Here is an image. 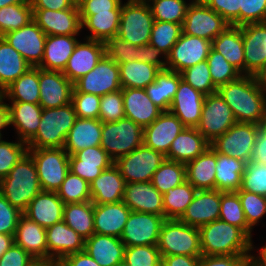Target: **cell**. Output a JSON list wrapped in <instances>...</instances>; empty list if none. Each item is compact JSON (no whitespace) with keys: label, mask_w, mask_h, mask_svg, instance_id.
Masks as SVG:
<instances>
[{"label":"cell","mask_w":266,"mask_h":266,"mask_svg":"<svg viewBox=\"0 0 266 266\" xmlns=\"http://www.w3.org/2000/svg\"><path fill=\"white\" fill-rule=\"evenodd\" d=\"M217 92L231 108L237 123H266V88L256 76L241 75Z\"/></svg>","instance_id":"6da1fadb"},{"label":"cell","mask_w":266,"mask_h":266,"mask_svg":"<svg viewBox=\"0 0 266 266\" xmlns=\"http://www.w3.org/2000/svg\"><path fill=\"white\" fill-rule=\"evenodd\" d=\"M202 255H250L251 238L239 227L217 219L199 228Z\"/></svg>","instance_id":"7a4b0ae2"},{"label":"cell","mask_w":266,"mask_h":266,"mask_svg":"<svg viewBox=\"0 0 266 266\" xmlns=\"http://www.w3.org/2000/svg\"><path fill=\"white\" fill-rule=\"evenodd\" d=\"M1 191L7 201L21 212L42 191L35 163L28 152L2 179Z\"/></svg>","instance_id":"3957f363"},{"label":"cell","mask_w":266,"mask_h":266,"mask_svg":"<svg viewBox=\"0 0 266 266\" xmlns=\"http://www.w3.org/2000/svg\"><path fill=\"white\" fill-rule=\"evenodd\" d=\"M76 119L72 103L43 109L37 133L27 142L28 149L63 148Z\"/></svg>","instance_id":"277c9868"},{"label":"cell","mask_w":266,"mask_h":266,"mask_svg":"<svg viewBox=\"0 0 266 266\" xmlns=\"http://www.w3.org/2000/svg\"><path fill=\"white\" fill-rule=\"evenodd\" d=\"M157 247L161 256L201 257L199 228L187 225L179 219H165L160 229Z\"/></svg>","instance_id":"5b68a950"},{"label":"cell","mask_w":266,"mask_h":266,"mask_svg":"<svg viewBox=\"0 0 266 266\" xmlns=\"http://www.w3.org/2000/svg\"><path fill=\"white\" fill-rule=\"evenodd\" d=\"M143 144V128L129 118L102 123L100 146L115 162Z\"/></svg>","instance_id":"8992f818"},{"label":"cell","mask_w":266,"mask_h":266,"mask_svg":"<svg viewBox=\"0 0 266 266\" xmlns=\"http://www.w3.org/2000/svg\"><path fill=\"white\" fill-rule=\"evenodd\" d=\"M154 18L145 0L122 3L117 36L133 45L149 44Z\"/></svg>","instance_id":"52a82bcc"},{"label":"cell","mask_w":266,"mask_h":266,"mask_svg":"<svg viewBox=\"0 0 266 266\" xmlns=\"http://www.w3.org/2000/svg\"><path fill=\"white\" fill-rule=\"evenodd\" d=\"M35 163L42 191L57 192L69 172V154L64 148L28 149Z\"/></svg>","instance_id":"ba28073f"},{"label":"cell","mask_w":266,"mask_h":266,"mask_svg":"<svg viewBox=\"0 0 266 266\" xmlns=\"http://www.w3.org/2000/svg\"><path fill=\"white\" fill-rule=\"evenodd\" d=\"M165 160L164 154L142 144L128 155L118 158L114 164L125 183L150 182L155 171Z\"/></svg>","instance_id":"9c48e42d"},{"label":"cell","mask_w":266,"mask_h":266,"mask_svg":"<svg viewBox=\"0 0 266 266\" xmlns=\"http://www.w3.org/2000/svg\"><path fill=\"white\" fill-rule=\"evenodd\" d=\"M230 24L202 0H192L182 24V33L211 42Z\"/></svg>","instance_id":"30bf717a"},{"label":"cell","mask_w":266,"mask_h":266,"mask_svg":"<svg viewBox=\"0 0 266 266\" xmlns=\"http://www.w3.org/2000/svg\"><path fill=\"white\" fill-rule=\"evenodd\" d=\"M235 123L231 108L218 92L205 95L201 120L196 128L209 143L223 135Z\"/></svg>","instance_id":"8fae6325"},{"label":"cell","mask_w":266,"mask_h":266,"mask_svg":"<svg viewBox=\"0 0 266 266\" xmlns=\"http://www.w3.org/2000/svg\"><path fill=\"white\" fill-rule=\"evenodd\" d=\"M257 124L235 123L223 135L215 138L210 147L217 153L249 163L255 144Z\"/></svg>","instance_id":"7c38bea8"},{"label":"cell","mask_w":266,"mask_h":266,"mask_svg":"<svg viewBox=\"0 0 266 266\" xmlns=\"http://www.w3.org/2000/svg\"><path fill=\"white\" fill-rule=\"evenodd\" d=\"M121 89L119 65L105 54L94 69L74 83L73 92L103 96Z\"/></svg>","instance_id":"4fadbf2b"},{"label":"cell","mask_w":266,"mask_h":266,"mask_svg":"<svg viewBox=\"0 0 266 266\" xmlns=\"http://www.w3.org/2000/svg\"><path fill=\"white\" fill-rule=\"evenodd\" d=\"M211 41L181 33L179 40L166 56V69L181 73L193 65L206 61Z\"/></svg>","instance_id":"5bb4252c"},{"label":"cell","mask_w":266,"mask_h":266,"mask_svg":"<svg viewBox=\"0 0 266 266\" xmlns=\"http://www.w3.org/2000/svg\"><path fill=\"white\" fill-rule=\"evenodd\" d=\"M31 67H39L47 35L32 19L18 30L7 32L2 36Z\"/></svg>","instance_id":"9a60e30c"},{"label":"cell","mask_w":266,"mask_h":266,"mask_svg":"<svg viewBox=\"0 0 266 266\" xmlns=\"http://www.w3.org/2000/svg\"><path fill=\"white\" fill-rule=\"evenodd\" d=\"M164 220L163 216L131 211L120 239L125 247L157 245Z\"/></svg>","instance_id":"2e32d148"},{"label":"cell","mask_w":266,"mask_h":266,"mask_svg":"<svg viewBox=\"0 0 266 266\" xmlns=\"http://www.w3.org/2000/svg\"><path fill=\"white\" fill-rule=\"evenodd\" d=\"M32 19L48 35H79L82 31L79 7L66 10L32 9Z\"/></svg>","instance_id":"e0dca14e"},{"label":"cell","mask_w":266,"mask_h":266,"mask_svg":"<svg viewBox=\"0 0 266 266\" xmlns=\"http://www.w3.org/2000/svg\"><path fill=\"white\" fill-rule=\"evenodd\" d=\"M245 75L258 76L266 65V22L242 25Z\"/></svg>","instance_id":"ac0fdd59"},{"label":"cell","mask_w":266,"mask_h":266,"mask_svg":"<svg viewBox=\"0 0 266 266\" xmlns=\"http://www.w3.org/2000/svg\"><path fill=\"white\" fill-rule=\"evenodd\" d=\"M39 104L43 109L71 103L74 84L61 71L39 68Z\"/></svg>","instance_id":"d6986e66"},{"label":"cell","mask_w":266,"mask_h":266,"mask_svg":"<svg viewBox=\"0 0 266 266\" xmlns=\"http://www.w3.org/2000/svg\"><path fill=\"white\" fill-rule=\"evenodd\" d=\"M185 128L170 111H163L149 126L143 128V144L165 156L177 135Z\"/></svg>","instance_id":"ffe728a7"},{"label":"cell","mask_w":266,"mask_h":266,"mask_svg":"<svg viewBox=\"0 0 266 266\" xmlns=\"http://www.w3.org/2000/svg\"><path fill=\"white\" fill-rule=\"evenodd\" d=\"M78 41L63 74L74 84L89 73L106 54L105 43L98 40Z\"/></svg>","instance_id":"44dd1931"},{"label":"cell","mask_w":266,"mask_h":266,"mask_svg":"<svg viewBox=\"0 0 266 266\" xmlns=\"http://www.w3.org/2000/svg\"><path fill=\"white\" fill-rule=\"evenodd\" d=\"M221 191L197 190L192 202L179 218L183 223L200 228L219 219Z\"/></svg>","instance_id":"7402d4cb"},{"label":"cell","mask_w":266,"mask_h":266,"mask_svg":"<svg viewBox=\"0 0 266 266\" xmlns=\"http://www.w3.org/2000/svg\"><path fill=\"white\" fill-rule=\"evenodd\" d=\"M205 95L181 80L169 110L185 127L196 128L201 120Z\"/></svg>","instance_id":"603a6c76"},{"label":"cell","mask_w":266,"mask_h":266,"mask_svg":"<svg viewBox=\"0 0 266 266\" xmlns=\"http://www.w3.org/2000/svg\"><path fill=\"white\" fill-rule=\"evenodd\" d=\"M48 261H61L64 257L84 250L85 239L63 220L46 229Z\"/></svg>","instance_id":"cb8c5ba5"},{"label":"cell","mask_w":266,"mask_h":266,"mask_svg":"<svg viewBox=\"0 0 266 266\" xmlns=\"http://www.w3.org/2000/svg\"><path fill=\"white\" fill-rule=\"evenodd\" d=\"M123 202L131 211L164 217L163 194L152 182H129L125 184Z\"/></svg>","instance_id":"d4e9b609"},{"label":"cell","mask_w":266,"mask_h":266,"mask_svg":"<svg viewBox=\"0 0 266 266\" xmlns=\"http://www.w3.org/2000/svg\"><path fill=\"white\" fill-rule=\"evenodd\" d=\"M112 164L114 161L101 146L88 147L69 155V171L88 183Z\"/></svg>","instance_id":"484cf974"},{"label":"cell","mask_w":266,"mask_h":266,"mask_svg":"<svg viewBox=\"0 0 266 266\" xmlns=\"http://www.w3.org/2000/svg\"><path fill=\"white\" fill-rule=\"evenodd\" d=\"M64 206L56 192L41 191L28 204L23 215L47 229L63 220Z\"/></svg>","instance_id":"4316f807"},{"label":"cell","mask_w":266,"mask_h":266,"mask_svg":"<svg viewBox=\"0 0 266 266\" xmlns=\"http://www.w3.org/2000/svg\"><path fill=\"white\" fill-rule=\"evenodd\" d=\"M130 213L123 201L94 204V233L120 238Z\"/></svg>","instance_id":"83f0119b"},{"label":"cell","mask_w":266,"mask_h":266,"mask_svg":"<svg viewBox=\"0 0 266 266\" xmlns=\"http://www.w3.org/2000/svg\"><path fill=\"white\" fill-rule=\"evenodd\" d=\"M125 117L145 128L163 112L148 97L144 89L122 88Z\"/></svg>","instance_id":"f1b7e54d"},{"label":"cell","mask_w":266,"mask_h":266,"mask_svg":"<svg viewBox=\"0 0 266 266\" xmlns=\"http://www.w3.org/2000/svg\"><path fill=\"white\" fill-rule=\"evenodd\" d=\"M125 184L118 167L112 164L89 183L92 203L105 204L123 201Z\"/></svg>","instance_id":"f546056e"},{"label":"cell","mask_w":266,"mask_h":266,"mask_svg":"<svg viewBox=\"0 0 266 266\" xmlns=\"http://www.w3.org/2000/svg\"><path fill=\"white\" fill-rule=\"evenodd\" d=\"M14 243L35 260L48 261L46 229L22 215L17 223Z\"/></svg>","instance_id":"4dcf8cb0"},{"label":"cell","mask_w":266,"mask_h":266,"mask_svg":"<svg viewBox=\"0 0 266 266\" xmlns=\"http://www.w3.org/2000/svg\"><path fill=\"white\" fill-rule=\"evenodd\" d=\"M84 251L100 266H116L124 261L125 245L118 237L94 233L85 240Z\"/></svg>","instance_id":"1f68e13d"},{"label":"cell","mask_w":266,"mask_h":266,"mask_svg":"<svg viewBox=\"0 0 266 266\" xmlns=\"http://www.w3.org/2000/svg\"><path fill=\"white\" fill-rule=\"evenodd\" d=\"M210 147L197 128L185 127L170 145L166 159L187 164Z\"/></svg>","instance_id":"d6a6232c"},{"label":"cell","mask_w":266,"mask_h":266,"mask_svg":"<svg viewBox=\"0 0 266 266\" xmlns=\"http://www.w3.org/2000/svg\"><path fill=\"white\" fill-rule=\"evenodd\" d=\"M8 107L10 125L14 126L18 140L27 143L37 133L43 108L26 102H11Z\"/></svg>","instance_id":"836d02e7"},{"label":"cell","mask_w":266,"mask_h":266,"mask_svg":"<svg viewBox=\"0 0 266 266\" xmlns=\"http://www.w3.org/2000/svg\"><path fill=\"white\" fill-rule=\"evenodd\" d=\"M102 122L99 119L77 118L66 136L63 148L69 155L82 149L100 146Z\"/></svg>","instance_id":"e575fe53"},{"label":"cell","mask_w":266,"mask_h":266,"mask_svg":"<svg viewBox=\"0 0 266 266\" xmlns=\"http://www.w3.org/2000/svg\"><path fill=\"white\" fill-rule=\"evenodd\" d=\"M77 35H48L44 55L39 66L41 69L63 72L78 43Z\"/></svg>","instance_id":"d590c367"},{"label":"cell","mask_w":266,"mask_h":266,"mask_svg":"<svg viewBox=\"0 0 266 266\" xmlns=\"http://www.w3.org/2000/svg\"><path fill=\"white\" fill-rule=\"evenodd\" d=\"M211 48L245 75L244 47L241 27L229 25L212 42Z\"/></svg>","instance_id":"8d00e7d4"},{"label":"cell","mask_w":266,"mask_h":266,"mask_svg":"<svg viewBox=\"0 0 266 266\" xmlns=\"http://www.w3.org/2000/svg\"><path fill=\"white\" fill-rule=\"evenodd\" d=\"M122 2L109 12H95V14H80L82 29L87 28L91 35L85 39L106 42L118 32Z\"/></svg>","instance_id":"74e56055"},{"label":"cell","mask_w":266,"mask_h":266,"mask_svg":"<svg viewBox=\"0 0 266 266\" xmlns=\"http://www.w3.org/2000/svg\"><path fill=\"white\" fill-rule=\"evenodd\" d=\"M217 152L209 147L186 164L187 181L197 190H215Z\"/></svg>","instance_id":"f35d334b"},{"label":"cell","mask_w":266,"mask_h":266,"mask_svg":"<svg viewBox=\"0 0 266 266\" xmlns=\"http://www.w3.org/2000/svg\"><path fill=\"white\" fill-rule=\"evenodd\" d=\"M181 80V73L161 70L156 75L155 81L144 90L157 107L162 111H168Z\"/></svg>","instance_id":"ab89813d"},{"label":"cell","mask_w":266,"mask_h":266,"mask_svg":"<svg viewBox=\"0 0 266 266\" xmlns=\"http://www.w3.org/2000/svg\"><path fill=\"white\" fill-rule=\"evenodd\" d=\"M246 162L217 153L215 189L221 192H237L241 187Z\"/></svg>","instance_id":"60d3db41"},{"label":"cell","mask_w":266,"mask_h":266,"mask_svg":"<svg viewBox=\"0 0 266 266\" xmlns=\"http://www.w3.org/2000/svg\"><path fill=\"white\" fill-rule=\"evenodd\" d=\"M31 66L3 37H0V94Z\"/></svg>","instance_id":"b9f144b4"},{"label":"cell","mask_w":266,"mask_h":266,"mask_svg":"<svg viewBox=\"0 0 266 266\" xmlns=\"http://www.w3.org/2000/svg\"><path fill=\"white\" fill-rule=\"evenodd\" d=\"M1 95L10 102L39 104V67H30L8 86Z\"/></svg>","instance_id":"7bdbcfd3"},{"label":"cell","mask_w":266,"mask_h":266,"mask_svg":"<svg viewBox=\"0 0 266 266\" xmlns=\"http://www.w3.org/2000/svg\"><path fill=\"white\" fill-rule=\"evenodd\" d=\"M161 70L139 60L119 64V76L122 88L144 89L153 83Z\"/></svg>","instance_id":"ee69618b"},{"label":"cell","mask_w":266,"mask_h":266,"mask_svg":"<svg viewBox=\"0 0 266 266\" xmlns=\"http://www.w3.org/2000/svg\"><path fill=\"white\" fill-rule=\"evenodd\" d=\"M63 221L86 240L94 234V204L92 201L65 204Z\"/></svg>","instance_id":"f6af8a7d"},{"label":"cell","mask_w":266,"mask_h":266,"mask_svg":"<svg viewBox=\"0 0 266 266\" xmlns=\"http://www.w3.org/2000/svg\"><path fill=\"white\" fill-rule=\"evenodd\" d=\"M197 189L187 180L163 194L165 219H179L192 202Z\"/></svg>","instance_id":"bcb514c9"},{"label":"cell","mask_w":266,"mask_h":266,"mask_svg":"<svg viewBox=\"0 0 266 266\" xmlns=\"http://www.w3.org/2000/svg\"><path fill=\"white\" fill-rule=\"evenodd\" d=\"M219 219L241 228L251 238V251L254 250L252 228L247 224L237 192H221Z\"/></svg>","instance_id":"7dc6e473"},{"label":"cell","mask_w":266,"mask_h":266,"mask_svg":"<svg viewBox=\"0 0 266 266\" xmlns=\"http://www.w3.org/2000/svg\"><path fill=\"white\" fill-rule=\"evenodd\" d=\"M187 180L186 164L166 159L153 174V186L164 194Z\"/></svg>","instance_id":"c3c4849f"},{"label":"cell","mask_w":266,"mask_h":266,"mask_svg":"<svg viewBox=\"0 0 266 266\" xmlns=\"http://www.w3.org/2000/svg\"><path fill=\"white\" fill-rule=\"evenodd\" d=\"M32 17L30 0L0 8V37L25 26L32 20Z\"/></svg>","instance_id":"681fc988"},{"label":"cell","mask_w":266,"mask_h":266,"mask_svg":"<svg viewBox=\"0 0 266 266\" xmlns=\"http://www.w3.org/2000/svg\"><path fill=\"white\" fill-rule=\"evenodd\" d=\"M156 21L183 24L189 3L186 0H145Z\"/></svg>","instance_id":"f907efd6"},{"label":"cell","mask_w":266,"mask_h":266,"mask_svg":"<svg viewBox=\"0 0 266 266\" xmlns=\"http://www.w3.org/2000/svg\"><path fill=\"white\" fill-rule=\"evenodd\" d=\"M181 33V24L154 20L149 44L167 56L179 40Z\"/></svg>","instance_id":"816d5d0a"},{"label":"cell","mask_w":266,"mask_h":266,"mask_svg":"<svg viewBox=\"0 0 266 266\" xmlns=\"http://www.w3.org/2000/svg\"><path fill=\"white\" fill-rule=\"evenodd\" d=\"M56 193L64 204L91 201L89 183L71 171L66 174L65 180Z\"/></svg>","instance_id":"f5cc1de1"},{"label":"cell","mask_w":266,"mask_h":266,"mask_svg":"<svg viewBox=\"0 0 266 266\" xmlns=\"http://www.w3.org/2000/svg\"><path fill=\"white\" fill-rule=\"evenodd\" d=\"M214 85L218 88L221 85L238 79L242 74L223 55L210 49L206 59Z\"/></svg>","instance_id":"db71d44e"},{"label":"cell","mask_w":266,"mask_h":266,"mask_svg":"<svg viewBox=\"0 0 266 266\" xmlns=\"http://www.w3.org/2000/svg\"><path fill=\"white\" fill-rule=\"evenodd\" d=\"M182 80L204 95L217 92L207 61H203L181 72Z\"/></svg>","instance_id":"11a10c76"},{"label":"cell","mask_w":266,"mask_h":266,"mask_svg":"<svg viewBox=\"0 0 266 266\" xmlns=\"http://www.w3.org/2000/svg\"><path fill=\"white\" fill-rule=\"evenodd\" d=\"M161 255L157 245L125 247L124 261L128 266H161Z\"/></svg>","instance_id":"9f6ffc18"},{"label":"cell","mask_w":266,"mask_h":266,"mask_svg":"<svg viewBox=\"0 0 266 266\" xmlns=\"http://www.w3.org/2000/svg\"><path fill=\"white\" fill-rule=\"evenodd\" d=\"M237 193L247 224L253 229L266 214V196L244 190H238Z\"/></svg>","instance_id":"6f0895ef"},{"label":"cell","mask_w":266,"mask_h":266,"mask_svg":"<svg viewBox=\"0 0 266 266\" xmlns=\"http://www.w3.org/2000/svg\"><path fill=\"white\" fill-rule=\"evenodd\" d=\"M27 152V143L20 140L8 142L0 138V178H5Z\"/></svg>","instance_id":"680465c9"},{"label":"cell","mask_w":266,"mask_h":266,"mask_svg":"<svg viewBox=\"0 0 266 266\" xmlns=\"http://www.w3.org/2000/svg\"><path fill=\"white\" fill-rule=\"evenodd\" d=\"M239 190L266 196V165L246 163Z\"/></svg>","instance_id":"91938a15"},{"label":"cell","mask_w":266,"mask_h":266,"mask_svg":"<svg viewBox=\"0 0 266 266\" xmlns=\"http://www.w3.org/2000/svg\"><path fill=\"white\" fill-rule=\"evenodd\" d=\"M122 118H125L122 89L101 96L99 120L106 123Z\"/></svg>","instance_id":"94428289"},{"label":"cell","mask_w":266,"mask_h":266,"mask_svg":"<svg viewBox=\"0 0 266 266\" xmlns=\"http://www.w3.org/2000/svg\"><path fill=\"white\" fill-rule=\"evenodd\" d=\"M105 52L118 65L124 62L138 60L137 45L130 44L117 35L110 37L105 42Z\"/></svg>","instance_id":"6125c7cd"},{"label":"cell","mask_w":266,"mask_h":266,"mask_svg":"<svg viewBox=\"0 0 266 266\" xmlns=\"http://www.w3.org/2000/svg\"><path fill=\"white\" fill-rule=\"evenodd\" d=\"M100 99L91 93L72 92L71 103L77 118L99 119Z\"/></svg>","instance_id":"be15d7a7"},{"label":"cell","mask_w":266,"mask_h":266,"mask_svg":"<svg viewBox=\"0 0 266 266\" xmlns=\"http://www.w3.org/2000/svg\"><path fill=\"white\" fill-rule=\"evenodd\" d=\"M230 25L240 27L241 0H202Z\"/></svg>","instance_id":"e7e4bbea"},{"label":"cell","mask_w":266,"mask_h":266,"mask_svg":"<svg viewBox=\"0 0 266 266\" xmlns=\"http://www.w3.org/2000/svg\"><path fill=\"white\" fill-rule=\"evenodd\" d=\"M266 22V0H241L240 26Z\"/></svg>","instance_id":"03108f58"},{"label":"cell","mask_w":266,"mask_h":266,"mask_svg":"<svg viewBox=\"0 0 266 266\" xmlns=\"http://www.w3.org/2000/svg\"><path fill=\"white\" fill-rule=\"evenodd\" d=\"M22 215L23 212L13 207L2 194L0 195V233L14 235Z\"/></svg>","instance_id":"003e7915"},{"label":"cell","mask_w":266,"mask_h":266,"mask_svg":"<svg viewBox=\"0 0 266 266\" xmlns=\"http://www.w3.org/2000/svg\"><path fill=\"white\" fill-rule=\"evenodd\" d=\"M250 255H217L200 257L199 266H250Z\"/></svg>","instance_id":"a7ac6f4b"},{"label":"cell","mask_w":266,"mask_h":266,"mask_svg":"<svg viewBox=\"0 0 266 266\" xmlns=\"http://www.w3.org/2000/svg\"><path fill=\"white\" fill-rule=\"evenodd\" d=\"M35 259L22 247L13 243L7 252L0 258V266H29Z\"/></svg>","instance_id":"89a4df30"},{"label":"cell","mask_w":266,"mask_h":266,"mask_svg":"<svg viewBox=\"0 0 266 266\" xmlns=\"http://www.w3.org/2000/svg\"><path fill=\"white\" fill-rule=\"evenodd\" d=\"M138 60L153 64L160 70L166 69V55L151 44L138 45ZM160 57V58H159ZM161 57H163L161 59Z\"/></svg>","instance_id":"2644e50d"},{"label":"cell","mask_w":266,"mask_h":266,"mask_svg":"<svg viewBox=\"0 0 266 266\" xmlns=\"http://www.w3.org/2000/svg\"><path fill=\"white\" fill-rule=\"evenodd\" d=\"M255 139L250 162L266 165V123L257 125Z\"/></svg>","instance_id":"8c879c8a"},{"label":"cell","mask_w":266,"mask_h":266,"mask_svg":"<svg viewBox=\"0 0 266 266\" xmlns=\"http://www.w3.org/2000/svg\"><path fill=\"white\" fill-rule=\"evenodd\" d=\"M122 0H85L80 6V14H95L114 10Z\"/></svg>","instance_id":"753ad0ef"},{"label":"cell","mask_w":266,"mask_h":266,"mask_svg":"<svg viewBox=\"0 0 266 266\" xmlns=\"http://www.w3.org/2000/svg\"><path fill=\"white\" fill-rule=\"evenodd\" d=\"M161 266H199L200 257L188 255L161 256Z\"/></svg>","instance_id":"34e18365"},{"label":"cell","mask_w":266,"mask_h":266,"mask_svg":"<svg viewBox=\"0 0 266 266\" xmlns=\"http://www.w3.org/2000/svg\"><path fill=\"white\" fill-rule=\"evenodd\" d=\"M61 262L65 266H100L84 250L64 257Z\"/></svg>","instance_id":"11e5206c"},{"label":"cell","mask_w":266,"mask_h":266,"mask_svg":"<svg viewBox=\"0 0 266 266\" xmlns=\"http://www.w3.org/2000/svg\"><path fill=\"white\" fill-rule=\"evenodd\" d=\"M32 9L66 10L73 7L69 0H30Z\"/></svg>","instance_id":"2a66077c"},{"label":"cell","mask_w":266,"mask_h":266,"mask_svg":"<svg viewBox=\"0 0 266 266\" xmlns=\"http://www.w3.org/2000/svg\"><path fill=\"white\" fill-rule=\"evenodd\" d=\"M4 100L6 99L0 94V138L3 136L1 130L10 126L9 107Z\"/></svg>","instance_id":"b9fcfbb0"},{"label":"cell","mask_w":266,"mask_h":266,"mask_svg":"<svg viewBox=\"0 0 266 266\" xmlns=\"http://www.w3.org/2000/svg\"><path fill=\"white\" fill-rule=\"evenodd\" d=\"M259 256H254L250 254L249 256V263L250 266H266V245L260 247V250H258Z\"/></svg>","instance_id":"09005b40"},{"label":"cell","mask_w":266,"mask_h":266,"mask_svg":"<svg viewBox=\"0 0 266 266\" xmlns=\"http://www.w3.org/2000/svg\"><path fill=\"white\" fill-rule=\"evenodd\" d=\"M14 243V235L0 233V258Z\"/></svg>","instance_id":"979ff035"},{"label":"cell","mask_w":266,"mask_h":266,"mask_svg":"<svg viewBox=\"0 0 266 266\" xmlns=\"http://www.w3.org/2000/svg\"><path fill=\"white\" fill-rule=\"evenodd\" d=\"M27 0H0V8L4 7V6H9V5H13L16 3H23L26 2Z\"/></svg>","instance_id":"deb4b68c"},{"label":"cell","mask_w":266,"mask_h":266,"mask_svg":"<svg viewBox=\"0 0 266 266\" xmlns=\"http://www.w3.org/2000/svg\"><path fill=\"white\" fill-rule=\"evenodd\" d=\"M258 81L266 88V65L257 76Z\"/></svg>","instance_id":"67dfc351"},{"label":"cell","mask_w":266,"mask_h":266,"mask_svg":"<svg viewBox=\"0 0 266 266\" xmlns=\"http://www.w3.org/2000/svg\"><path fill=\"white\" fill-rule=\"evenodd\" d=\"M52 261L47 260H35L31 265L29 266H51Z\"/></svg>","instance_id":"b62a3aed"},{"label":"cell","mask_w":266,"mask_h":266,"mask_svg":"<svg viewBox=\"0 0 266 266\" xmlns=\"http://www.w3.org/2000/svg\"><path fill=\"white\" fill-rule=\"evenodd\" d=\"M73 6L79 7L85 0H69Z\"/></svg>","instance_id":"603ad722"},{"label":"cell","mask_w":266,"mask_h":266,"mask_svg":"<svg viewBox=\"0 0 266 266\" xmlns=\"http://www.w3.org/2000/svg\"><path fill=\"white\" fill-rule=\"evenodd\" d=\"M51 266H65L61 261H52Z\"/></svg>","instance_id":"5803f987"}]
</instances>
